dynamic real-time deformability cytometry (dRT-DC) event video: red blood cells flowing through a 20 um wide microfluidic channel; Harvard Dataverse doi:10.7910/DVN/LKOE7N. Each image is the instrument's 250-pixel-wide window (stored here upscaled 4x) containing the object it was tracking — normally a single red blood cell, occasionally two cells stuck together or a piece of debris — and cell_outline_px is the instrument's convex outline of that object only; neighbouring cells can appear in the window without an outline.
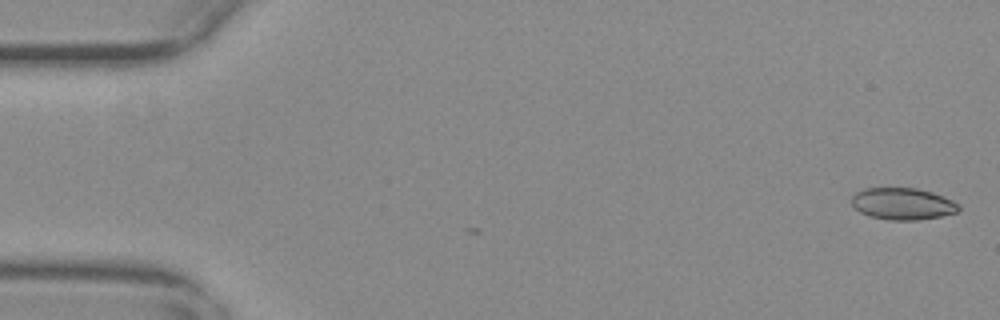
{"species": "common noctule bat (a hibernating species)", "species_latin": "Nyctalus noctula", "temperature_condition": "warm", "stored_images_in_passage": 3, "camera_frame_rate_fps": 3000, "um_per_image_px": 0.085, "animal": {"sex": "female", "body_mass_g": 29.2, "forearm_length_mm": 56.3}, "frame": {"image": 1, "passage_image": 1, "time_ms": 0.0, "image_size_px": [1000, 320], "cell_outline_px": [[960, 208], [956, 212], [940, 216], [916, 220], [888, 220], [868, 216], [860, 212], [852, 204], [852, 196], [856, 192], [864, 188], [888, 184], [916, 188], [932, 192], [952, 200], [960, 204]], "centroid_in_image_um": [76.67, 17.27], "position_along_channel_um": 8.3, "area_um2": 20.58}}